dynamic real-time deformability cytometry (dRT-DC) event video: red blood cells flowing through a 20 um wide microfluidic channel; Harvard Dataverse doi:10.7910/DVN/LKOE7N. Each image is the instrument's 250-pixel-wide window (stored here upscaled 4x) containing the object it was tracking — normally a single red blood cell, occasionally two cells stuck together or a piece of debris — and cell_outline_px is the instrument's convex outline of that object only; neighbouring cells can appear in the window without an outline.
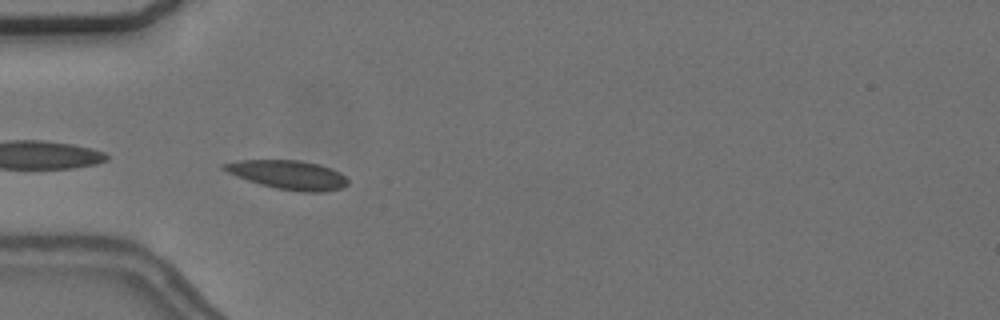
{"species": "common noctule bat (a hibernating species)", "species_latin": "Nyctalus noctula", "temperature_condition": "cold", "stored_images_in_passage": 40, "camera_frame_rate_fps": 3000, "um_per_image_px": 0.085, "animal": {"sex": "female", "body_mass_g": 24.6, "forearm_length_mm": 56.2}, "frame": {"image": 1, "passage_image": 1, "time_ms": 0.0, "image_size_px": [1000, 320], "cell_outline_px": [[348, 184], [344, 188], [324, 192], [300, 192], [276, 188], [260, 184], [248, 180], [228, 172], [220, 168], [220, 164], [236, 160], [300, 160], [320, 164], [332, 168], [340, 172], [348, 180]], "centroid_in_image_um": [24.52, 14.85], "position_along_channel_um": 60.5, "area_um2": 21.1}, "authors_computed_cell_mechanics": {"area_um2": 19.7098, "velocity_mm_per_s": 3.6335, "shape_relaxation_time_tau1_ms": 4.6328, "shape_relaxation_time_tau2_ms": 4.0516, "deformation_change_tau1": 0.117, "deformation_change_tau2": 0.1017}}